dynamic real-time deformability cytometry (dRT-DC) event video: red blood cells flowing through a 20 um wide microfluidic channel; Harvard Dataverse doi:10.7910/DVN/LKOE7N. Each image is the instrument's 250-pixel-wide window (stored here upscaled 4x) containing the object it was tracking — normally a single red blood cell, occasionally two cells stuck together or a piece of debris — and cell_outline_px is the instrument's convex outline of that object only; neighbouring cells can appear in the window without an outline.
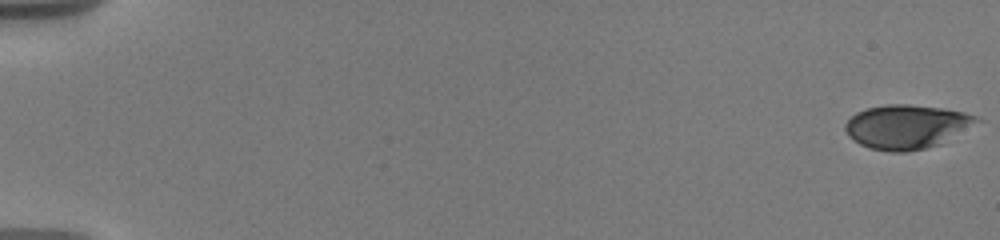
{"species": "human", "species_latin": "Homo sapiens", "temperature_condition": "warm", "stored_images_in_passage": 61, "camera_frame_rate_fps": 3000, "um_per_image_px": 0.085, "donor": {"sex": "male"}, "frame": {"image": 1, "passage_image": 1, "time_ms": 0.0, "image_size_px": [1000, 240], "cell_outline_px": [[984, 120], [940, 144], [924, 148], [904, 152], [888, 152], [868, 148], [860, 144], [848, 136], [844, 128], [844, 124], [856, 112], [868, 108], [888, 104], [908, 104], [944, 108], [964, 112], [980, 116]], "centroid_in_image_um": [77.09, 10.76], "position_along_channel_um": 7.9, "area_um2": 33.99}}
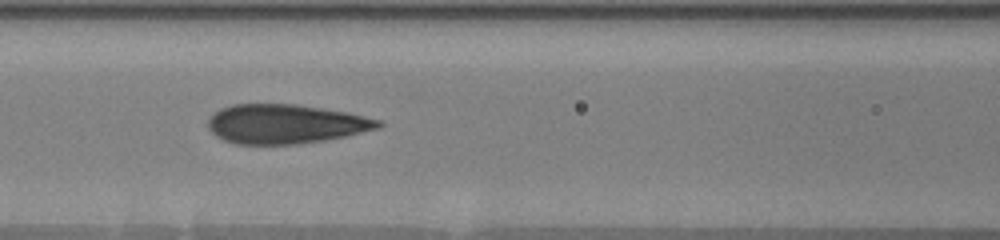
{"frame": {"image": 2, "passage_image": 25, "time_ms": 8.667, "image_size_px": [1000, 240], "cell_outline_px": [[384, 124], [380, 128], [344, 136], [324, 140], [296, 144], [236, 144], [224, 140], [216, 136], [208, 128], [208, 120], [220, 108], [232, 104], [296, 104], [348, 112], [380, 120]], "centroid_in_image_um": [24.27, 10.53], "position_along_channel_um": 142.3, "area_um2": 38.9}}
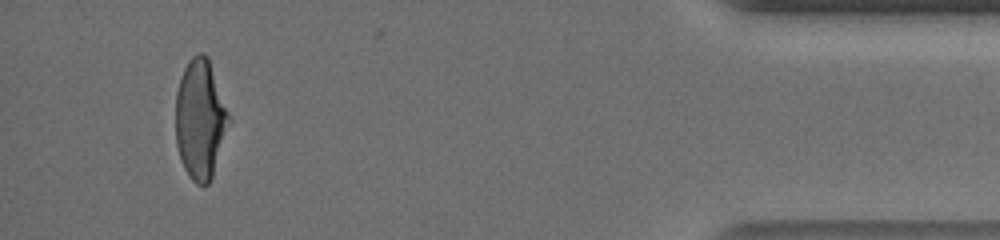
{"frame": {"image": 3, "passage_image": 55, "time_ms": 17.667, "image_size_px": [1000, 240], "cell_outline_px": [[232, 120], [212, 176], [208, 184], [196, 184], [192, 180], [184, 168], [176, 144], [176, 92], [184, 68], [188, 60], [196, 52], [204, 52], [208, 56], [232, 116]], "centroid_in_image_um": [17.06, 10.09], "position_along_channel_um": 418.1, "area_um2": 37.69}, "authors_computed_cell_mechanics": {"area_um2": 37.57, "velocity_mm_per_s": 3.6725, "shape_relaxation_time_tau1_ms": 4.8986, "shape_relaxation_time_tau2_ms": 0.8846, "deformation_change_tau1": 0.2079, "deformation_change_tau2": 0.0722}}